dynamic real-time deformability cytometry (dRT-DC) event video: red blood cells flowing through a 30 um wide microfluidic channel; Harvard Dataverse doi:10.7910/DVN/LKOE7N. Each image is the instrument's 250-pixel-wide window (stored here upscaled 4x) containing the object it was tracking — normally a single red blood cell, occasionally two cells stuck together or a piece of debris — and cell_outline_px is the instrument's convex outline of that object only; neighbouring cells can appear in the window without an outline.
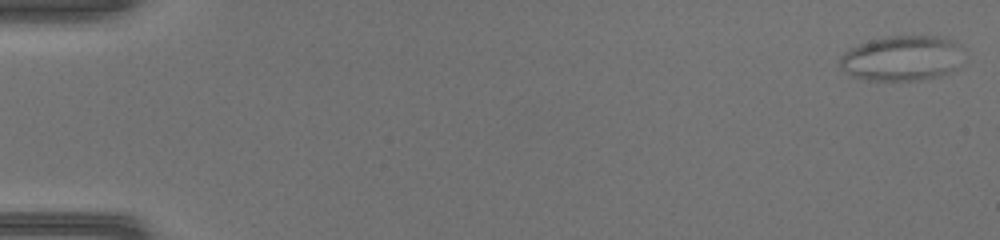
{"species": "common noctule bat (a hibernating species)", "species_latin": "Nyctalus noctula", "temperature_condition": "warm", "stored_images_in_passage": 50, "camera_frame_rate_fps": 3000, "um_per_image_px": 0.085, "animal": {"sex": "female", "body_mass_g": 17.0, "forearm_length_mm": 48.0}, "frame": {"image": 1, "passage_image": 1, "time_ms": 0.0, "image_size_px": [1000, 240], "cell_outline_px": [[960, 68], [940, 76], [920, 80], [860, 80], [852, 76], [840, 68], [840, 56], [844, 52], [860, 44], [872, 40], [888, 36], [940, 36], [956, 40], [960, 44]], "centroid_in_image_um": [76.69, 4.96], "position_along_channel_um": 8.3, "area_um2": 32.83}}
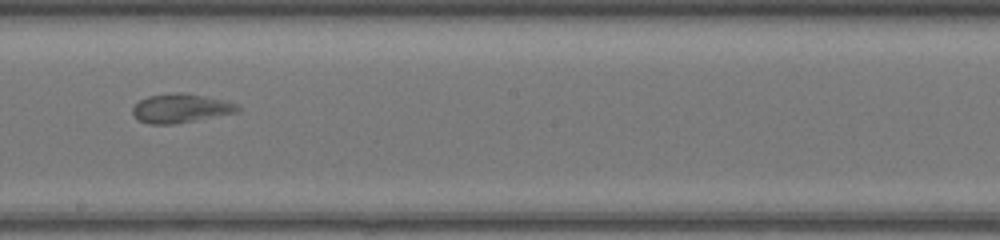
{"frame": {"image": 2, "passage_image": 29, "time_ms": 9.333, "image_size_px": [1000, 240], "cell_outline_px": [[240, 112], [176, 124], [148, 124], [132, 116], [132, 108], [140, 100], [148, 96], [172, 92], [184, 92], [228, 100], [240, 104]], "centroid_in_image_um": [15.41, 9.2], "position_along_channel_um": 232.8, "area_um2": 18.21}}
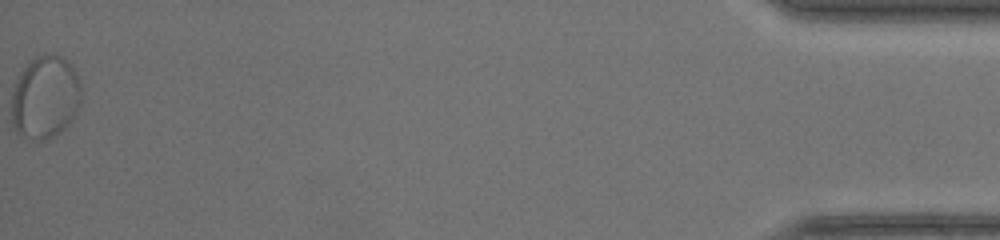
{"frame": {"image": 3, "passage_image": 50, "time_ms": 16.333, "image_size_px": [1000, 240], "cell_outline_px": [[84, 88], [80, 108], [72, 120], [60, 132], [44, 140], [32, 140], [16, 132], [12, 120], [12, 92], [20, 72], [36, 56], [44, 52], [52, 52], [68, 60], [72, 64]], "centroid_in_image_um": [3.9, 8.23], "position_along_channel_um": 431.3, "area_um2": 34.45}}